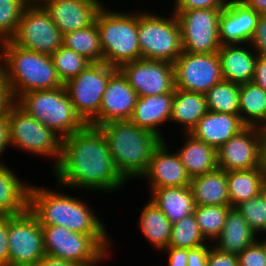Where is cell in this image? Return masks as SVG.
<instances>
[{"instance_id": "1", "label": "cell", "mask_w": 266, "mask_h": 266, "mask_svg": "<svg viewBox=\"0 0 266 266\" xmlns=\"http://www.w3.org/2000/svg\"><path fill=\"white\" fill-rule=\"evenodd\" d=\"M50 172L69 190L112 194L128 184L116 170L105 135L90 125L62 139L59 161Z\"/></svg>"}, {"instance_id": "2", "label": "cell", "mask_w": 266, "mask_h": 266, "mask_svg": "<svg viewBox=\"0 0 266 266\" xmlns=\"http://www.w3.org/2000/svg\"><path fill=\"white\" fill-rule=\"evenodd\" d=\"M32 184L29 210L38 218L40 225L63 226L70 231L90 234L110 255L113 253V237H110L108 228L92 210L91 204L82 199L85 197L64 194V190L67 192L68 189L59 184H55L54 190Z\"/></svg>"}, {"instance_id": "3", "label": "cell", "mask_w": 266, "mask_h": 266, "mask_svg": "<svg viewBox=\"0 0 266 266\" xmlns=\"http://www.w3.org/2000/svg\"><path fill=\"white\" fill-rule=\"evenodd\" d=\"M98 128L106 137L109 151L120 175L128 183L140 179L149 166L154 149L162 139L130 120L107 122Z\"/></svg>"}, {"instance_id": "4", "label": "cell", "mask_w": 266, "mask_h": 266, "mask_svg": "<svg viewBox=\"0 0 266 266\" xmlns=\"http://www.w3.org/2000/svg\"><path fill=\"white\" fill-rule=\"evenodd\" d=\"M0 68L15 100L30 91L64 86L50 55L18 47L10 40L0 43Z\"/></svg>"}, {"instance_id": "5", "label": "cell", "mask_w": 266, "mask_h": 266, "mask_svg": "<svg viewBox=\"0 0 266 266\" xmlns=\"http://www.w3.org/2000/svg\"><path fill=\"white\" fill-rule=\"evenodd\" d=\"M113 10L103 6L96 15L95 23L99 29L103 62L119 68L141 59L138 10Z\"/></svg>"}, {"instance_id": "6", "label": "cell", "mask_w": 266, "mask_h": 266, "mask_svg": "<svg viewBox=\"0 0 266 266\" xmlns=\"http://www.w3.org/2000/svg\"><path fill=\"white\" fill-rule=\"evenodd\" d=\"M16 104L62 139L86 126L75 112L64 86L21 94Z\"/></svg>"}, {"instance_id": "7", "label": "cell", "mask_w": 266, "mask_h": 266, "mask_svg": "<svg viewBox=\"0 0 266 266\" xmlns=\"http://www.w3.org/2000/svg\"><path fill=\"white\" fill-rule=\"evenodd\" d=\"M138 39L141 58L174 63L183 53L181 30L174 12L157 14L138 11Z\"/></svg>"}, {"instance_id": "8", "label": "cell", "mask_w": 266, "mask_h": 266, "mask_svg": "<svg viewBox=\"0 0 266 266\" xmlns=\"http://www.w3.org/2000/svg\"><path fill=\"white\" fill-rule=\"evenodd\" d=\"M11 147L52 160L51 169L61 155L62 138L26 113L16 103L8 112Z\"/></svg>"}, {"instance_id": "9", "label": "cell", "mask_w": 266, "mask_h": 266, "mask_svg": "<svg viewBox=\"0 0 266 266\" xmlns=\"http://www.w3.org/2000/svg\"><path fill=\"white\" fill-rule=\"evenodd\" d=\"M118 68L105 62L91 63L64 84L77 115L86 125L98 127V113L110 77Z\"/></svg>"}, {"instance_id": "10", "label": "cell", "mask_w": 266, "mask_h": 266, "mask_svg": "<svg viewBox=\"0 0 266 266\" xmlns=\"http://www.w3.org/2000/svg\"><path fill=\"white\" fill-rule=\"evenodd\" d=\"M41 228L48 256L73 262H107L112 256L90 234L57 225H41Z\"/></svg>"}, {"instance_id": "11", "label": "cell", "mask_w": 266, "mask_h": 266, "mask_svg": "<svg viewBox=\"0 0 266 266\" xmlns=\"http://www.w3.org/2000/svg\"><path fill=\"white\" fill-rule=\"evenodd\" d=\"M10 41L26 50L51 56L63 45V34L41 4H28Z\"/></svg>"}, {"instance_id": "12", "label": "cell", "mask_w": 266, "mask_h": 266, "mask_svg": "<svg viewBox=\"0 0 266 266\" xmlns=\"http://www.w3.org/2000/svg\"><path fill=\"white\" fill-rule=\"evenodd\" d=\"M222 9L171 10L179 22L184 52H218L221 46L219 20Z\"/></svg>"}, {"instance_id": "13", "label": "cell", "mask_w": 266, "mask_h": 266, "mask_svg": "<svg viewBox=\"0 0 266 266\" xmlns=\"http://www.w3.org/2000/svg\"><path fill=\"white\" fill-rule=\"evenodd\" d=\"M9 266H34L45 253L38 218L28 209L8 216Z\"/></svg>"}, {"instance_id": "14", "label": "cell", "mask_w": 266, "mask_h": 266, "mask_svg": "<svg viewBox=\"0 0 266 266\" xmlns=\"http://www.w3.org/2000/svg\"><path fill=\"white\" fill-rule=\"evenodd\" d=\"M217 166L225 171L266 167L264 132L257 126H246L217 149Z\"/></svg>"}, {"instance_id": "15", "label": "cell", "mask_w": 266, "mask_h": 266, "mask_svg": "<svg viewBox=\"0 0 266 266\" xmlns=\"http://www.w3.org/2000/svg\"><path fill=\"white\" fill-rule=\"evenodd\" d=\"M173 66L176 89L205 94L223 80L218 53L183 51Z\"/></svg>"}, {"instance_id": "16", "label": "cell", "mask_w": 266, "mask_h": 266, "mask_svg": "<svg viewBox=\"0 0 266 266\" xmlns=\"http://www.w3.org/2000/svg\"><path fill=\"white\" fill-rule=\"evenodd\" d=\"M118 70L138 97L170 93L175 90L174 66L170 62L141 58L121 65Z\"/></svg>"}, {"instance_id": "17", "label": "cell", "mask_w": 266, "mask_h": 266, "mask_svg": "<svg viewBox=\"0 0 266 266\" xmlns=\"http://www.w3.org/2000/svg\"><path fill=\"white\" fill-rule=\"evenodd\" d=\"M166 141L162 140L154 149L149 166L140 177L142 180H147V185H150L148 192L155 188L190 186L191 177L183 166L176 149L172 151Z\"/></svg>"}, {"instance_id": "18", "label": "cell", "mask_w": 266, "mask_h": 266, "mask_svg": "<svg viewBox=\"0 0 266 266\" xmlns=\"http://www.w3.org/2000/svg\"><path fill=\"white\" fill-rule=\"evenodd\" d=\"M41 5L63 35L92 25L103 7L94 0H44Z\"/></svg>"}, {"instance_id": "19", "label": "cell", "mask_w": 266, "mask_h": 266, "mask_svg": "<svg viewBox=\"0 0 266 266\" xmlns=\"http://www.w3.org/2000/svg\"><path fill=\"white\" fill-rule=\"evenodd\" d=\"M259 13L240 0H229L220 14L221 45L247 44L254 35Z\"/></svg>"}, {"instance_id": "20", "label": "cell", "mask_w": 266, "mask_h": 266, "mask_svg": "<svg viewBox=\"0 0 266 266\" xmlns=\"http://www.w3.org/2000/svg\"><path fill=\"white\" fill-rule=\"evenodd\" d=\"M138 95L117 70L109 79L98 113V126L112 121L130 120Z\"/></svg>"}, {"instance_id": "21", "label": "cell", "mask_w": 266, "mask_h": 266, "mask_svg": "<svg viewBox=\"0 0 266 266\" xmlns=\"http://www.w3.org/2000/svg\"><path fill=\"white\" fill-rule=\"evenodd\" d=\"M174 91L138 97L130 121L166 140L161 127L170 123ZM165 124V125H164ZM163 132V133H162Z\"/></svg>"}, {"instance_id": "22", "label": "cell", "mask_w": 266, "mask_h": 266, "mask_svg": "<svg viewBox=\"0 0 266 266\" xmlns=\"http://www.w3.org/2000/svg\"><path fill=\"white\" fill-rule=\"evenodd\" d=\"M217 53L223 80L239 85L252 82L258 54L249 43L221 45Z\"/></svg>"}, {"instance_id": "23", "label": "cell", "mask_w": 266, "mask_h": 266, "mask_svg": "<svg viewBox=\"0 0 266 266\" xmlns=\"http://www.w3.org/2000/svg\"><path fill=\"white\" fill-rule=\"evenodd\" d=\"M245 127L239 115L208 111L190 134L217 150Z\"/></svg>"}, {"instance_id": "24", "label": "cell", "mask_w": 266, "mask_h": 266, "mask_svg": "<svg viewBox=\"0 0 266 266\" xmlns=\"http://www.w3.org/2000/svg\"><path fill=\"white\" fill-rule=\"evenodd\" d=\"M14 171L6 164L0 165V216L18 215L29 209L31 184Z\"/></svg>"}, {"instance_id": "25", "label": "cell", "mask_w": 266, "mask_h": 266, "mask_svg": "<svg viewBox=\"0 0 266 266\" xmlns=\"http://www.w3.org/2000/svg\"><path fill=\"white\" fill-rule=\"evenodd\" d=\"M149 195L172 224L194 213L196 205L190 186L155 188Z\"/></svg>"}, {"instance_id": "26", "label": "cell", "mask_w": 266, "mask_h": 266, "mask_svg": "<svg viewBox=\"0 0 266 266\" xmlns=\"http://www.w3.org/2000/svg\"><path fill=\"white\" fill-rule=\"evenodd\" d=\"M257 239L258 235L250 228L238 209L231 207L222 232L212 244L220 251L238 255Z\"/></svg>"}, {"instance_id": "27", "label": "cell", "mask_w": 266, "mask_h": 266, "mask_svg": "<svg viewBox=\"0 0 266 266\" xmlns=\"http://www.w3.org/2000/svg\"><path fill=\"white\" fill-rule=\"evenodd\" d=\"M184 135L183 145L178 146L177 153L187 173L192 178L214 171L217 166V150L196 139L190 133Z\"/></svg>"}, {"instance_id": "28", "label": "cell", "mask_w": 266, "mask_h": 266, "mask_svg": "<svg viewBox=\"0 0 266 266\" xmlns=\"http://www.w3.org/2000/svg\"><path fill=\"white\" fill-rule=\"evenodd\" d=\"M207 112L205 94L175 88L170 123L178 124L181 132L190 133Z\"/></svg>"}, {"instance_id": "29", "label": "cell", "mask_w": 266, "mask_h": 266, "mask_svg": "<svg viewBox=\"0 0 266 266\" xmlns=\"http://www.w3.org/2000/svg\"><path fill=\"white\" fill-rule=\"evenodd\" d=\"M139 212L140 232L153 250L161 253L169 245L172 223L149 198Z\"/></svg>"}, {"instance_id": "30", "label": "cell", "mask_w": 266, "mask_h": 266, "mask_svg": "<svg viewBox=\"0 0 266 266\" xmlns=\"http://www.w3.org/2000/svg\"><path fill=\"white\" fill-rule=\"evenodd\" d=\"M195 205H230L227 187V171H214L191 179Z\"/></svg>"}, {"instance_id": "31", "label": "cell", "mask_w": 266, "mask_h": 266, "mask_svg": "<svg viewBox=\"0 0 266 266\" xmlns=\"http://www.w3.org/2000/svg\"><path fill=\"white\" fill-rule=\"evenodd\" d=\"M265 180L266 167L227 171L230 206L235 207L242 201L252 199L259 195Z\"/></svg>"}, {"instance_id": "32", "label": "cell", "mask_w": 266, "mask_h": 266, "mask_svg": "<svg viewBox=\"0 0 266 266\" xmlns=\"http://www.w3.org/2000/svg\"><path fill=\"white\" fill-rule=\"evenodd\" d=\"M239 116L246 126H266V91L253 82L240 84Z\"/></svg>"}, {"instance_id": "33", "label": "cell", "mask_w": 266, "mask_h": 266, "mask_svg": "<svg viewBox=\"0 0 266 266\" xmlns=\"http://www.w3.org/2000/svg\"><path fill=\"white\" fill-rule=\"evenodd\" d=\"M63 46L81 54L92 63L103 62L100 34L95 22L87 28L63 35Z\"/></svg>"}, {"instance_id": "34", "label": "cell", "mask_w": 266, "mask_h": 266, "mask_svg": "<svg viewBox=\"0 0 266 266\" xmlns=\"http://www.w3.org/2000/svg\"><path fill=\"white\" fill-rule=\"evenodd\" d=\"M240 85L222 80L205 93L208 111L239 115Z\"/></svg>"}, {"instance_id": "35", "label": "cell", "mask_w": 266, "mask_h": 266, "mask_svg": "<svg viewBox=\"0 0 266 266\" xmlns=\"http://www.w3.org/2000/svg\"><path fill=\"white\" fill-rule=\"evenodd\" d=\"M230 205H196L194 216L199 229L209 243L220 235L225 224Z\"/></svg>"}, {"instance_id": "36", "label": "cell", "mask_w": 266, "mask_h": 266, "mask_svg": "<svg viewBox=\"0 0 266 266\" xmlns=\"http://www.w3.org/2000/svg\"><path fill=\"white\" fill-rule=\"evenodd\" d=\"M209 242L201 233L194 214H190L172 224L171 239L168 247L195 249Z\"/></svg>"}, {"instance_id": "37", "label": "cell", "mask_w": 266, "mask_h": 266, "mask_svg": "<svg viewBox=\"0 0 266 266\" xmlns=\"http://www.w3.org/2000/svg\"><path fill=\"white\" fill-rule=\"evenodd\" d=\"M51 58L63 84L77 76L92 63L86 57L65 48L63 45L51 55Z\"/></svg>"}, {"instance_id": "38", "label": "cell", "mask_w": 266, "mask_h": 266, "mask_svg": "<svg viewBox=\"0 0 266 266\" xmlns=\"http://www.w3.org/2000/svg\"><path fill=\"white\" fill-rule=\"evenodd\" d=\"M27 5L25 0H0V43L15 35Z\"/></svg>"}, {"instance_id": "39", "label": "cell", "mask_w": 266, "mask_h": 266, "mask_svg": "<svg viewBox=\"0 0 266 266\" xmlns=\"http://www.w3.org/2000/svg\"><path fill=\"white\" fill-rule=\"evenodd\" d=\"M235 207L258 236L266 235V201L261 194Z\"/></svg>"}, {"instance_id": "40", "label": "cell", "mask_w": 266, "mask_h": 266, "mask_svg": "<svg viewBox=\"0 0 266 266\" xmlns=\"http://www.w3.org/2000/svg\"><path fill=\"white\" fill-rule=\"evenodd\" d=\"M239 266H266V256L263 245L256 240L237 255Z\"/></svg>"}, {"instance_id": "41", "label": "cell", "mask_w": 266, "mask_h": 266, "mask_svg": "<svg viewBox=\"0 0 266 266\" xmlns=\"http://www.w3.org/2000/svg\"><path fill=\"white\" fill-rule=\"evenodd\" d=\"M229 0H173L171 10L225 8Z\"/></svg>"}, {"instance_id": "42", "label": "cell", "mask_w": 266, "mask_h": 266, "mask_svg": "<svg viewBox=\"0 0 266 266\" xmlns=\"http://www.w3.org/2000/svg\"><path fill=\"white\" fill-rule=\"evenodd\" d=\"M249 44L258 55L266 57V15L260 14L258 17L256 29Z\"/></svg>"}, {"instance_id": "43", "label": "cell", "mask_w": 266, "mask_h": 266, "mask_svg": "<svg viewBox=\"0 0 266 266\" xmlns=\"http://www.w3.org/2000/svg\"><path fill=\"white\" fill-rule=\"evenodd\" d=\"M207 266H239L238 257L236 254L225 253L211 245Z\"/></svg>"}, {"instance_id": "44", "label": "cell", "mask_w": 266, "mask_h": 266, "mask_svg": "<svg viewBox=\"0 0 266 266\" xmlns=\"http://www.w3.org/2000/svg\"><path fill=\"white\" fill-rule=\"evenodd\" d=\"M16 103L11 87L6 81L4 73L0 68V117L8 114L10 108Z\"/></svg>"}, {"instance_id": "45", "label": "cell", "mask_w": 266, "mask_h": 266, "mask_svg": "<svg viewBox=\"0 0 266 266\" xmlns=\"http://www.w3.org/2000/svg\"><path fill=\"white\" fill-rule=\"evenodd\" d=\"M0 266H9L8 216H0Z\"/></svg>"}, {"instance_id": "46", "label": "cell", "mask_w": 266, "mask_h": 266, "mask_svg": "<svg viewBox=\"0 0 266 266\" xmlns=\"http://www.w3.org/2000/svg\"><path fill=\"white\" fill-rule=\"evenodd\" d=\"M212 243L195 249H187V266H207L209 248Z\"/></svg>"}, {"instance_id": "47", "label": "cell", "mask_w": 266, "mask_h": 266, "mask_svg": "<svg viewBox=\"0 0 266 266\" xmlns=\"http://www.w3.org/2000/svg\"><path fill=\"white\" fill-rule=\"evenodd\" d=\"M103 262H73L44 255L34 266H99Z\"/></svg>"}, {"instance_id": "48", "label": "cell", "mask_w": 266, "mask_h": 266, "mask_svg": "<svg viewBox=\"0 0 266 266\" xmlns=\"http://www.w3.org/2000/svg\"><path fill=\"white\" fill-rule=\"evenodd\" d=\"M161 252L167 253L166 266H187V249L167 247Z\"/></svg>"}, {"instance_id": "49", "label": "cell", "mask_w": 266, "mask_h": 266, "mask_svg": "<svg viewBox=\"0 0 266 266\" xmlns=\"http://www.w3.org/2000/svg\"><path fill=\"white\" fill-rule=\"evenodd\" d=\"M11 147L10 141V130H9V121L8 114L0 117V165L6 164V162H2L3 154Z\"/></svg>"}, {"instance_id": "50", "label": "cell", "mask_w": 266, "mask_h": 266, "mask_svg": "<svg viewBox=\"0 0 266 266\" xmlns=\"http://www.w3.org/2000/svg\"><path fill=\"white\" fill-rule=\"evenodd\" d=\"M252 82L266 91V57L258 55Z\"/></svg>"}, {"instance_id": "51", "label": "cell", "mask_w": 266, "mask_h": 266, "mask_svg": "<svg viewBox=\"0 0 266 266\" xmlns=\"http://www.w3.org/2000/svg\"><path fill=\"white\" fill-rule=\"evenodd\" d=\"M248 8H252L259 14L266 15V0H240Z\"/></svg>"}, {"instance_id": "52", "label": "cell", "mask_w": 266, "mask_h": 266, "mask_svg": "<svg viewBox=\"0 0 266 266\" xmlns=\"http://www.w3.org/2000/svg\"><path fill=\"white\" fill-rule=\"evenodd\" d=\"M264 236L261 235V240H260V236H258V241L263 245L264 247V252H265V256H266V236L263 238Z\"/></svg>"}, {"instance_id": "53", "label": "cell", "mask_w": 266, "mask_h": 266, "mask_svg": "<svg viewBox=\"0 0 266 266\" xmlns=\"http://www.w3.org/2000/svg\"><path fill=\"white\" fill-rule=\"evenodd\" d=\"M262 197L266 201V180L263 182L262 187H261V193Z\"/></svg>"}, {"instance_id": "54", "label": "cell", "mask_w": 266, "mask_h": 266, "mask_svg": "<svg viewBox=\"0 0 266 266\" xmlns=\"http://www.w3.org/2000/svg\"><path fill=\"white\" fill-rule=\"evenodd\" d=\"M28 4H41L44 0H25Z\"/></svg>"}, {"instance_id": "55", "label": "cell", "mask_w": 266, "mask_h": 266, "mask_svg": "<svg viewBox=\"0 0 266 266\" xmlns=\"http://www.w3.org/2000/svg\"><path fill=\"white\" fill-rule=\"evenodd\" d=\"M264 132V149H265V156H266V126L263 128Z\"/></svg>"}, {"instance_id": "56", "label": "cell", "mask_w": 266, "mask_h": 266, "mask_svg": "<svg viewBox=\"0 0 266 266\" xmlns=\"http://www.w3.org/2000/svg\"><path fill=\"white\" fill-rule=\"evenodd\" d=\"M94 1L100 3L102 6H107L105 3H103L104 1H101V0H94Z\"/></svg>"}]
</instances>
